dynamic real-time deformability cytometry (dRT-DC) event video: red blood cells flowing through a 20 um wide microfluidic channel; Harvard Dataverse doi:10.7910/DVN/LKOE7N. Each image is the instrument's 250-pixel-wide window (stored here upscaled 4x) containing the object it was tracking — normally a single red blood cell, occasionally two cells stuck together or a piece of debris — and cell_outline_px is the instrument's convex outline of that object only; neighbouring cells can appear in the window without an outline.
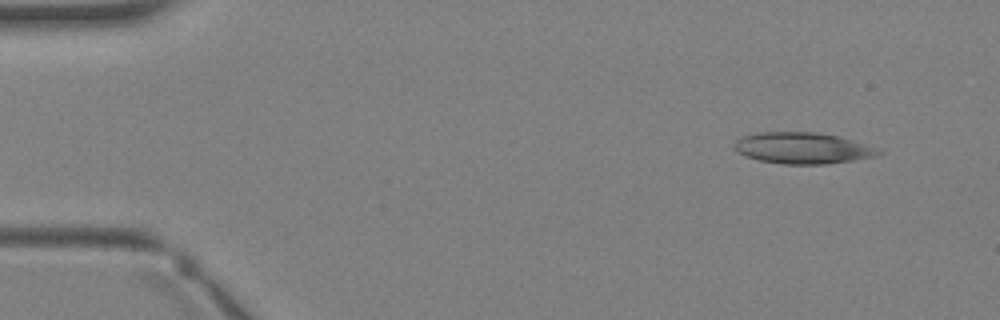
{"species": "Egyptian fruit bat (a non-hibernating species)", "species_latin": "Rousettus aegyptiacus", "temperature_condition": "warm", "stored_images_in_passage": 3, "camera_frame_rate_fps": 3000, "um_per_image_px": 0.085, "animal": {"sex": "female"}, "frame": {"image": 1, "passage_image": 1, "time_ms": 0.0, "image_size_px": [1000, 320], "cell_outline_px": [[884, 152], [876, 156], [852, 160], [824, 164], [784, 164], [760, 160], [748, 156], [740, 152], [736, 148], [736, 140], [744, 136], [756, 132], [816, 132], [840, 136], [868, 144]], "centroid_in_image_um": [68.29, 12.57], "position_along_channel_um": 16.7, "area_um2": 26.01}}
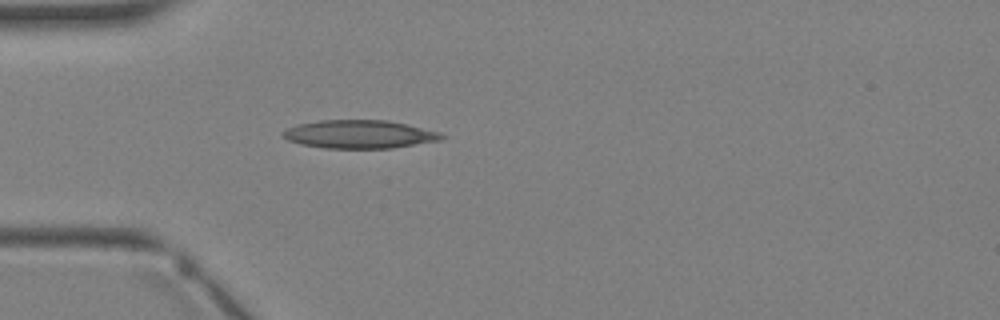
{"frame": {"image": 2, "passage_image": 3, "time_ms": 2.333, "image_size_px": [1000, 320], "cell_outline_px": [[448, 136], [440, 140], [392, 148], [324, 148], [300, 144], [288, 140], [280, 132], [288, 128], [300, 124], [320, 120], [388, 120], [408, 124], [440, 132]], "centroid_in_image_um": [30.58, 11.41], "position_along_channel_um": 54.4, "area_um2": 26.13}}